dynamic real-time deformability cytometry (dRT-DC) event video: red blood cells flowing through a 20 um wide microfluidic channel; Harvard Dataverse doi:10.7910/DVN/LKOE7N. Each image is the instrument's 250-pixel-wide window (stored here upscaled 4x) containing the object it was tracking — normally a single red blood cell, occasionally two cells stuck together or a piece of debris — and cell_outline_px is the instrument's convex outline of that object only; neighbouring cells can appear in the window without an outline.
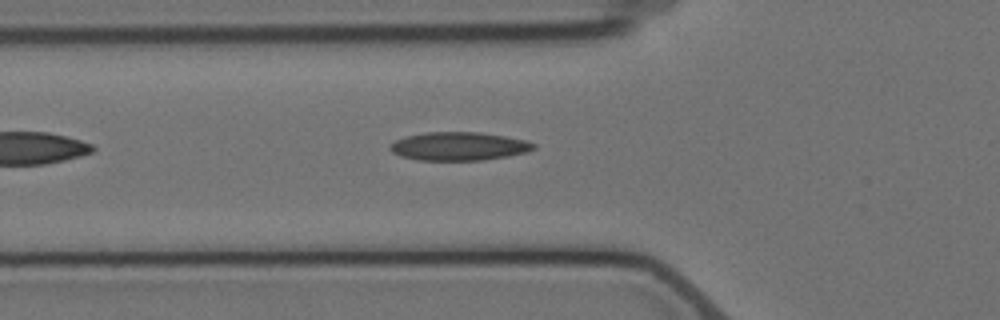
{"species": "Egyptian fruit bat (a non-hibernating species)", "species_latin": "Rousettus aegyptiacus", "temperature_condition": "cold", "stored_images_in_passage": 2, "camera_frame_rate_fps": 3000, "um_per_image_px": 0.085, "animal": {"sex": "female"}, "frame": {"image": 1, "passage_image": 2, "time_ms": 1.333, "image_size_px": [1000, 320], "cell_outline_px": [[536, 148], [528, 152], [508, 156], [484, 160], [416, 160], [400, 156], [392, 152], [388, 148], [396, 140], [404, 136], [424, 132], [480, 132], [504, 136], [524, 140], [536, 144]], "centroid_in_image_um": [38.99, 12.43], "position_along_channel_um": 86.8, "area_um2": 23.87}}